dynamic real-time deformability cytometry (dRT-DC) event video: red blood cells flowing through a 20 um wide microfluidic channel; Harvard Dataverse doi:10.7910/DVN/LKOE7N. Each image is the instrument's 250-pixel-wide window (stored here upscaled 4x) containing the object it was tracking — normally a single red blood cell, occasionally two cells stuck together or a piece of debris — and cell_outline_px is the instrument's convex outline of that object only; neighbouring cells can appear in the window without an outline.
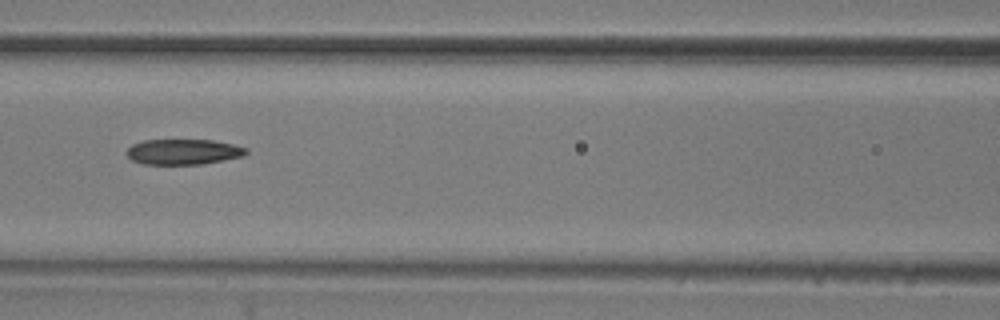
{"species": "common noctule bat (a hibernating species)", "species_latin": "Nyctalus noctula", "temperature_condition": "room temperature", "stored_images_in_passage": 9, "camera_frame_rate_fps": 3000, "um_per_image_px": 0.085, "animal": {"sex": "male", "body_mass_g": 20.5, "forearm_length_mm": 52.5}, "frame": {"image": 1, "passage_image": 6, "time_ms": 1.667, "image_size_px": [1000, 320], "cell_outline_px": [[248, 152], [244, 156], [224, 160], [200, 164], [144, 164], [132, 160], [128, 156], [128, 148], [132, 144], [144, 140], [212, 140], [232, 144], [248, 148]], "centroid_in_image_um": [15.61, 12.9], "position_along_channel_um": 151.0, "area_um2": 17.63}}
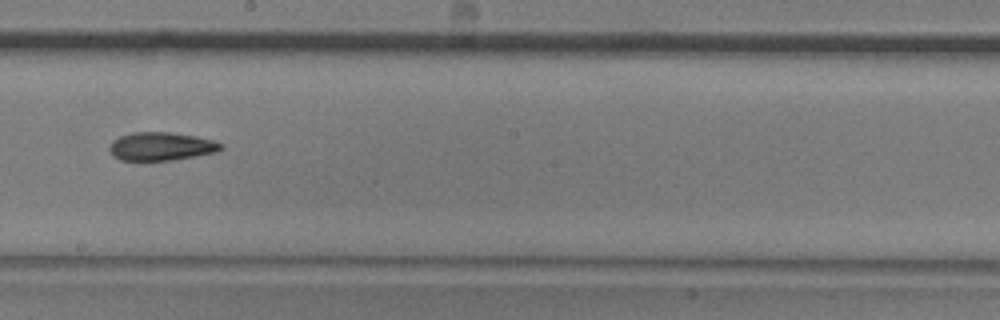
{"frame": {"image": 2, "passage_image": 8, "time_ms": 2.333, "image_size_px": [1000, 320], "cell_outline_px": [[224, 148], [216, 152], [196, 156], [172, 160], [120, 160], [112, 156], [108, 148], [112, 140], [120, 136], [132, 132], [168, 132], [196, 136], [212, 140], [224, 144]], "centroid_in_image_um": [13.69, 12.44], "position_along_channel_um": 234.5, "area_um2": 18.5}}
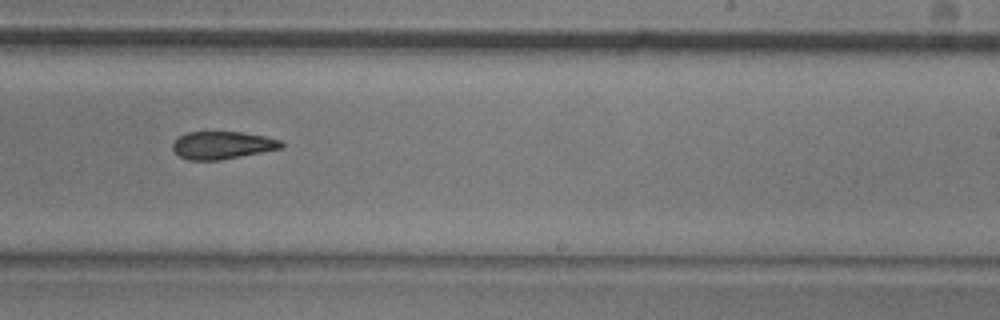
{"frame": {"image": 3, "passage_image": 9, "time_ms": 2.667, "image_size_px": [1000, 320], "cell_outline_px": [[284, 148], [220, 160], [188, 160], [180, 156], [172, 148], [172, 144], [180, 136], [188, 132], [240, 132], [264, 136], [280, 140], [284, 144]], "centroid_in_image_um": [18.92, 12.35], "position_along_channel_um": 270.1, "area_um2": 17.4}}